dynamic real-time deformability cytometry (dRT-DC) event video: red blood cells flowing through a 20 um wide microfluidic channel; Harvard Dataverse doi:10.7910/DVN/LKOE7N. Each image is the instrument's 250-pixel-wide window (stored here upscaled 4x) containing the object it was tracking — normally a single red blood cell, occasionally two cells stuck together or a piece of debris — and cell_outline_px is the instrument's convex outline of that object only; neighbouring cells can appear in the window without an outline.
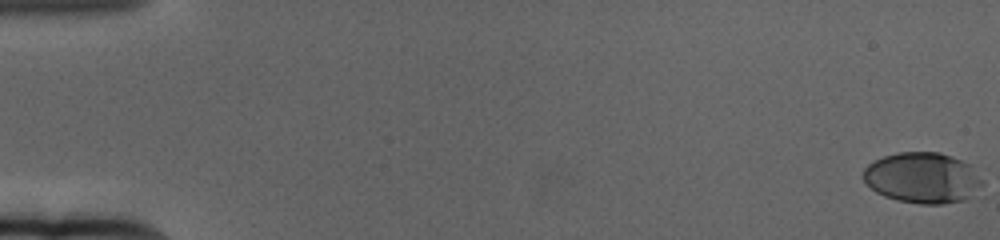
{"species": "human", "species_latin": "Homo sapiens", "temperature_condition": "cold", "stored_images_in_passage": 15, "camera_frame_rate_fps": 3000, "um_per_image_px": 0.085, "donor": {"sex": "female"}, "frame": {"image": 1, "passage_image": 1, "time_ms": 0.0, "image_size_px": [1000, 240], "cell_outline_px": [[984, 184], [964, 200], [940, 204], [920, 204], [896, 200], [884, 196], [876, 192], [864, 180], [864, 168], [868, 164], [884, 156], [900, 152], [936, 152], [960, 160], [968, 164]], "centroid_in_image_um": [78.38, 15.12], "position_along_channel_um": 6.6, "area_um2": 34.62}}